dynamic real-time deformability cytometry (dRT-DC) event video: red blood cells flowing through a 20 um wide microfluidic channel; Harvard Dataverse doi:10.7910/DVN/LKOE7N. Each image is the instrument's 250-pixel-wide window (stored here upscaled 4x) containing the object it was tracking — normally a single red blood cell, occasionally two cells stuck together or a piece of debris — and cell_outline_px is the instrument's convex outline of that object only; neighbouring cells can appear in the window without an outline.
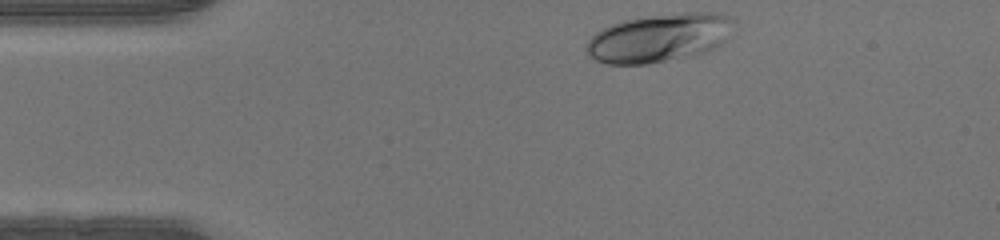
{"species": "human", "species_latin": "Homo sapiens", "temperature_condition": "warm", "stored_images_in_passage": 32, "camera_frame_rate_fps": 3000, "um_per_image_px": 0.085, "donor": {"sex": "male"}, "frame": {"image": 1, "passage_image": 1, "time_ms": 0.0, "image_size_px": [1000, 240], "cell_outline_px": [[732, 20], [724, 40], [720, 44], [704, 52], [692, 56], [648, 64], [608, 64], [596, 60], [588, 56], [588, 40], [596, 32], [612, 24], [624, 20], [652, 16], [684, 12], [720, 12], [728, 16]], "centroid_in_image_um": [56.0, 3.22], "position_along_channel_um": 29.0, "area_um2": 40.92}}
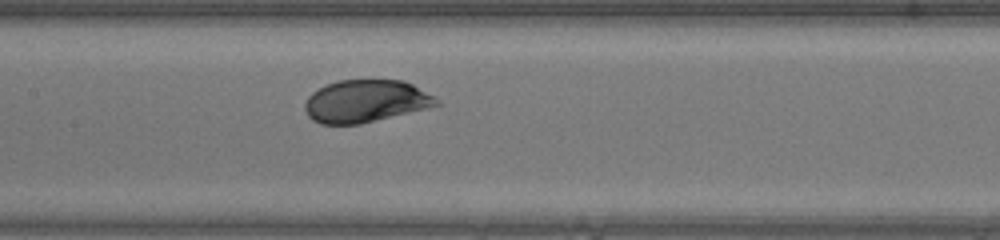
{"frame": {"image": 2, "passage_image": 15, "time_ms": 4.667, "image_size_px": [1000, 240], "cell_outline_px": [[440, 104], [428, 108], [360, 124], [320, 124], [312, 120], [308, 116], [304, 108], [304, 104], [308, 96], [312, 92], [336, 80], [404, 80], [412, 84], [440, 100]], "centroid_in_image_um": [31.06, 8.6], "position_along_channel_um": 176.3, "area_um2": 32.54}}
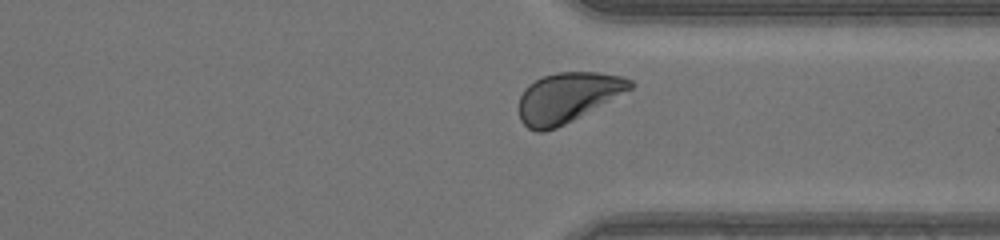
{"frame": {"image": 3, "passage_image": 28, "time_ms": 9.0, "image_size_px": [1000, 240], "cell_outline_px": [[636, 84], [632, 88], [572, 120], [556, 128], [544, 132], [536, 132], [528, 128], [520, 120], [516, 108], [520, 96], [524, 88], [528, 84], [544, 76], [556, 72], [600, 72], [624, 76], [632, 80]], "centroid_in_image_um": [48.19, 8.27], "position_along_channel_um": 363.2, "area_um2": 32.43}}